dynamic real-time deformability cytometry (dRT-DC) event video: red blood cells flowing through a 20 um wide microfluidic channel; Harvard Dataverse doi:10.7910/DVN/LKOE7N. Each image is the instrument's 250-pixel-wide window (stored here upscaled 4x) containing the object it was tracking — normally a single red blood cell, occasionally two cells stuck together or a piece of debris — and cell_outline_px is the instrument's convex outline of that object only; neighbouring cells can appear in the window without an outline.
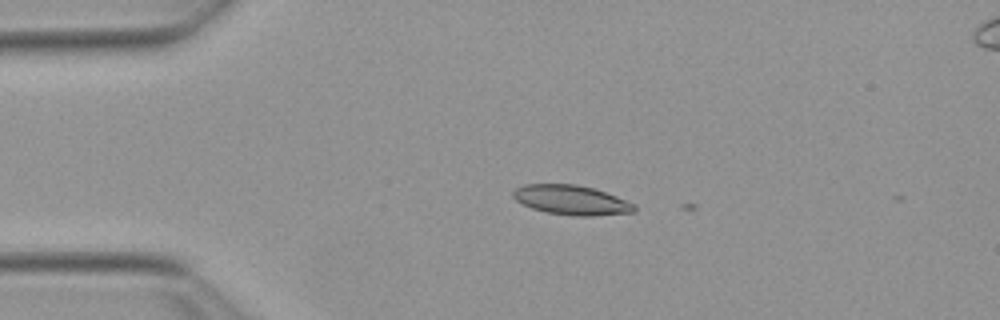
{"species": "Egyptian fruit bat (a non-hibernating species)", "species_latin": "Rousettus aegyptiacus", "temperature_condition": "warm", "stored_images_in_passage": 6, "camera_frame_rate_fps": 3000, "um_per_image_px": 0.085, "animal": {"sex": "female"}, "frame": {"image": 1, "passage_image": 5, "time_ms": 1.333, "image_size_px": [1000, 320], "cell_outline_px": [[636, 212], [592, 216], [576, 216], [544, 212], [532, 208], [516, 200], [512, 196], [512, 192], [516, 188], [524, 184], [576, 184], [592, 188], [616, 196], [636, 204]], "centroid_in_image_um": [48.58, 17.01], "position_along_channel_um": 36.4, "area_um2": 20.92}}